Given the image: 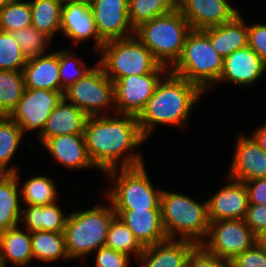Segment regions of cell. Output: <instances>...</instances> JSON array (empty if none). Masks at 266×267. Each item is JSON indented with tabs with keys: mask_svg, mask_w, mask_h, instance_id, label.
I'll use <instances>...</instances> for the list:
<instances>
[{
	"mask_svg": "<svg viewBox=\"0 0 266 267\" xmlns=\"http://www.w3.org/2000/svg\"><path fill=\"white\" fill-rule=\"evenodd\" d=\"M84 137L88 155L101 175L117 168L146 164L140 150L148 140L142 135L135 116L117 113L90 116Z\"/></svg>",
	"mask_w": 266,
	"mask_h": 267,
	"instance_id": "6da1fadb",
	"label": "cell"
},
{
	"mask_svg": "<svg viewBox=\"0 0 266 267\" xmlns=\"http://www.w3.org/2000/svg\"><path fill=\"white\" fill-rule=\"evenodd\" d=\"M60 34L79 50H81L79 45H83L82 43L92 42L93 47L90 50L95 56H98L105 43L98 34L89 1L63 2Z\"/></svg>",
	"mask_w": 266,
	"mask_h": 267,
	"instance_id": "4fadbf2b",
	"label": "cell"
},
{
	"mask_svg": "<svg viewBox=\"0 0 266 267\" xmlns=\"http://www.w3.org/2000/svg\"><path fill=\"white\" fill-rule=\"evenodd\" d=\"M27 59L42 56L51 51L54 42L34 26L11 32ZM50 49V50H49Z\"/></svg>",
	"mask_w": 266,
	"mask_h": 267,
	"instance_id": "d590c367",
	"label": "cell"
},
{
	"mask_svg": "<svg viewBox=\"0 0 266 267\" xmlns=\"http://www.w3.org/2000/svg\"><path fill=\"white\" fill-rule=\"evenodd\" d=\"M224 178L226 183L206 198L209 221L244 219L249 206L247 188L244 182Z\"/></svg>",
	"mask_w": 266,
	"mask_h": 267,
	"instance_id": "ac0fdd59",
	"label": "cell"
},
{
	"mask_svg": "<svg viewBox=\"0 0 266 267\" xmlns=\"http://www.w3.org/2000/svg\"><path fill=\"white\" fill-rule=\"evenodd\" d=\"M244 16L240 12L231 21L202 30L223 58L248 45V22Z\"/></svg>",
	"mask_w": 266,
	"mask_h": 267,
	"instance_id": "cb8c5ba5",
	"label": "cell"
},
{
	"mask_svg": "<svg viewBox=\"0 0 266 267\" xmlns=\"http://www.w3.org/2000/svg\"><path fill=\"white\" fill-rule=\"evenodd\" d=\"M177 0H128L129 21L133 28L173 11Z\"/></svg>",
	"mask_w": 266,
	"mask_h": 267,
	"instance_id": "e575fe53",
	"label": "cell"
},
{
	"mask_svg": "<svg viewBox=\"0 0 266 267\" xmlns=\"http://www.w3.org/2000/svg\"><path fill=\"white\" fill-rule=\"evenodd\" d=\"M63 97L89 117L116 113L114 83L98 62L81 79L65 89Z\"/></svg>",
	"mask_w": 266,
	"mask_h": 267,
	"instance_id": "9c48e42d",
	"label": "cell"
},
{
	"mask_svg": "<svg viewBox=\"0 0 266 267\" xmlns=\"http://www.w3.org/2000/svg\"><path fill=\"white\" fill-rule=\"evenodd\" d=\"M22 201L20 186L13 173L0 174V232L20 224Z\"/></svg>",
	"mask_w": 266,
	"mask_h": 267,
	"instance_id": "f1b7e54d",
	"label": "cell"
},
{
	"mask_svg": "<svg viewBox=\"0 0 266 267\" xmlns=\"http://www.w3.org/2000/svg\"><path fill=\"white\" fill-rule=\"evenodd\" d=\"M145 164L107 171L103 177L110 186L103 192L113 210L161 209L160 187L151 181ZM112 185V186H111Z\"/></svg>",
	"mask_w": 266,
	"mask_h": 267,
	"instance_id": "277c9868",
	"label": "cell"
},
{
	"mask_svg": "<svg viewBox=\"0 0 266 267\" xmlns=\"http://www.w3.org/2000/svg\"><path fill=\"white\" fill-rule=\"evenodd\" d=\"M114 212L143 247L168 239L162 225L161 209L114 210Z\"/></svg>",
	"mask_w": 266,
	"mask_h": 267,
	"instance_id": "ffe728a7",
	"label": "cell"
},
{
	"mask_svg": "<svg viewBox=\"0 0 266 267\" xmlns=\"http://www.w3.org/2000/svg\"><path fill=\"white\" fill-rule=\"evenodd\" d=\"M244 220L258 237L266 230V204H249Z\"/></svg>",
	"mask_w": 266,
	"mask_h": 267,
	"instance_id": "7bdbcfd3",
	"label": "cell"
},
{
	"mask_svg": "<svg viewBox=\"0 0 266 267\" xmlns=\"http://www.w3.org/2000/svg\"><path fill=\"white\" fill-rule=\"evenodd\" d=\"M104 246L134 257L133 261H136L144 250L131 230L117 216L109 226Z\"/></svg>",
	"mask_w": 266,
	"mask_h": 267,
	"instance_id": "d6a6232c",
	"label": "cell"
},
{
	"mask_svg": "<svg viewBox=\"0 0 266 267\" xmlns=\"http://www.w3.org/2000/svg\"><path fill=\"white\" fill-rule=\"evenodd\" d=\"M30 236L33 259L35 263H41L36 267H55L52 264L56 261L58 264L63 260L66 263L71 261L65 247L64 232L32 231Z\"/></svg>",
	"mask_w": 266,
	"mask_h": 267,
	"instance_id": "4316f807",
	"label": "cell"
},
{
	"mask_svg": "<svg viewBox=\"0 0 266 267\" xmlns=\"http://www.w3.org/2000/svg\"><path fill=\"white\" fill-rule=\"evenodd\" d=\"M41 148L51 157L50 161L69 172L98 170L88 155L84 134L58 135L47 139Z\"/></svg>",
	"mask_w": 266,
	"mask_h": 267,
	"instance_id": "e0dca14e",
	"label": "cell"
},
{
	"mask_svg": "<svg viewBox=\"0 0 266 267\" xmlns=\"http://www.w3.org/2000/svg\"><path fill=\"white\" fill-rule=\"evenodd\" d=\"M29 0H11L0 10V31L11 33L32 26Z\"/></svg>",
	"mask_w": 266,
	"mask_h": 267,
	"instance_id": "8d00e7d4",
	"label": "cell"
},
{
	"mask_svg": "<svg viewBox=\"0 0 266 267\" xmlns=\"http://www.w3.org/2000/svg\"><path fill=\"white\" fill-rule=\"evenodd\" d=\"M196 246L188 240L167 239L144 247L135 264L140 267H187L188 257Z\"/></svg>",
	"mask_w": 266,
	"mask_h": 267,
	"instance_id": "44dd1931",
	"label": "cell"
},
{
	"mask_svg": "<svg viewBox=\"0 0 266 267\" xmlns=\"http://www.w3.org/2000/svg\"><path fill=\"white\" fill-rule=\"evenodd\" d=\"M257 236L244 219L210 221L208 233L200 244L207 252L232 261L252 247Z\"/></svg>",
	"mask_w": 266,
	"mask_h": 267,
	"instance_id": "30bf717a",
	"label": "cell"
},
{
	"mask_svg": "<svg viewBox=\"0 0 266 267\" xmlns=\"http://www.w3.org/2000/svg\"><path fill=\"white\" fill-rule=\"evenodd\" d=\"M244 184L247 188L249 204H266V177L253 179Z\"/></svg>",
	"mask_w": 266,
	"mask_h": 267,
	"instance_id": "ee69618b",
	"label": "cell"
},
{
	"mask_svg": "<svg viewBox=\"0 0 266 267\" xmlns=\"http://www.w3.org/2000/svg\"><path fill=\"white\" fill-rule=\"evenodd\" d=\"M63 2H66V1H89V0H62Z\"/></svg>",
	"mask_w": 266,
	"mask_h": 267,
	"instance_id": "c3c4849f",
	"label": "cell"
},
{
	"mask_svg": "<svg viewBox=\"0 0 266 267\" xmlns=\"http://www.w3.org/2000/svg\"><path fill=\"white\" fill-rule=\"evenodd\" d=\"M91 257L94 259L93 267H131L129 264L134 259L125 253L106 246L96 250Z\"/></svg>",
	"mask_w": 266,
	"mask_h": 267,
	"instance_id": "f35d334b",
	"label": "cell"
},
{
	"mask_svg": "<svg viewBox=\"0 0 266 267\" xmlns=\"http://www.w3.org/2000/svg\"><path fill=\"white\" fill-rule=\"evenodd\" d=\"M76 48H59V78L61 87L65 90L87 74L98 62L90 65L78 55ZM80 56V57H78Z\"/></svg>",
	"mask_w": 266,
	"mask_h": 267,
	"instance_id": "836d02e7",
	"label": "cell"
},
{
	"mask_svg": "<svg viewBox=\"0 0 266 267\" xmlns=\"http://www.w3.org/2000/svg\"><path fill=\"white\" fill-rule=\"evenodd\" d=\"M257 242L266 249V230L257 237Z\"/></svg>",
	"mask_w": 266,
	"mask_h": 267,
	"instance_id": "bcb514c9",
	"label": "cell"
},
{
	"mask_svg": "<svg viewBox=\"0 0 266 267\" xmlns=\"http://www.w3.org/2000/svg\"><path fill=\"white\" fill-rule=\"evenodd\" d=\"M250 133L258 145L266 152V122L260 126L258 125V127Z\"/></svg>",
	"mask_w": 266,
	"mask_h": 267,
	"instance_id": "f6af8a7d",
	"label": "cell"
},
{
	"mask_svg": "<svg viewBox=\"0 0 266 267\" xmlns=\"http://www.w3.org/2000/svg\"><path fill=\"white\" fill-rule=\"evenodd\" d=\"M229 0H177L191 28L203 30L231 21L241 11Z\"/></svg>",
	"mask_w": 266,
	"mask_h": 267,
	"instance_id": "d6986e66",
	"label": "cell"
},
{
	"mask_svg": "<svg viewBox=\"0 0 266 267\" xmlns=\"http://www.w3.org/2000/svg\"><path fill=\"white\" fill-rule=\"evenodd\" d=\"M191 30L187 19L176 7L169 13L141 23L135 28V36L161 65L170 69L180 58Z\"/></svg>",
	"mask_w": 266,
	"mask_h": 267,
	"instance_id": "8992f818",
	"label": "cell"
},
{
	"mask_svg": "<svg viewBox=\"0 0 266 267\" xmlns=\"http://www.w3.org/2000/svg\"><path fill=\"white\" fill-rule=\"evenodd\" d=\"M99 36L106 42L135 35L130 24L128 0H89Z\"/></svg>",
	"mask_w": 266,
	"mask_h": 267,
	"instance_id": "2e32d148",
	"label": "cell"
},
{
	"mask_svg": "<svg viewBox=\"0 0 266 267\" xmlns=\"http://www.w3.org/2000/svg\"><path fill=\"white\" fill-rule=\"evenodd\" d=\"M59 201L44 205H22L20 226L29 232L50 231L64 232L65 223L69 214Z\"/></svg>",
	"mask_w": 266,
	"mask_h": 267,
	"instance_id": "484cf974",
	"label": "cell"
},
{
	"mask_svg": "<svg viewBox=\"0 0 266 267\" xmlns=\"http://www.w3.org/2000/svg\"><path fill=\"white\" fill-rule=\"evenodd\" d=\"M96 59L113 83L129 75L152 73L161 65L135 35L106 41Z\"/></svg>",
	"mask_w": 266,
	"mask_h": 267,
	"instance_id": "ba28073f",
	"label": "cell"
},
{
	"mask_svg": "<svg viewBox=\"0 0 266 267\" xmlns=\"http://www.w3.org/2000/svg\"><path fill=\"white\" fill-rule=\"evenodd\" d=\"M27 58L11 33L0 31V70L23 71Z\"/></svg>",
	"mask_w": 266,
	"mask_h": 267,
	"instance_id": "74e56055",
	"label": "cell"
},
{
	"mask_svg": "<svg viewBox=\"0 0 266 267\" xmlns=\"http://www.w3.org/2000/svg\"><path fill=\"white\" fill-rule=\"evenodd\" d=\"M226 176L240 182L266 177V152L246 132L237 133Z\"/></svg>",
	"mask_w": 266,
	"mask_h": 267,
	"instance_id": "9a60e30c",
	"label": "cell"
},
{
	"mask_svg": "<svg viewBox=\"0 0 266 267\" xmlns=\"http://www.w3.org/2000/svg\"><path fill=\"white\" fill-rule=\"evenodd\" d=\"M13 174L16 176L20 186L22 205L44 206L60 201L59 185L54 180L55 178L41 173L40 175L35 174L31 177H25L23 181L20 170ZM26 178L28 179L26 180Z\"/></svg>",
	"mask_w": 266,
	"mask_h": 267,
	"instance_id": "83f0119b",
	"label": "cell"
},
{
	"mask_svg": "<svg viewBox=\"0 0 266 267\" xmlns=\"http://www.w3.org/2000/svg\"><path fill=\"white\" fill-rule=\"evenodd\" d=\"M32 11V26L44 33L53 42L61 29L62 0H29Z\"/></svg>",
	"mask_w": 266,
	"mask_h": 267,
	"instance_id": "4dcf8cb0",
	"label": "cell"
},
{
	"mask_svg": "<svg viewBox=\"0 0 266 267\" xmlns=\"http://www.w3.org/2000/svg\"><path fill=\"white\" fill-rule=\"evenodd\" d=\"M102 200L88 209L76 207L73 211L70 210L64 236L66 251L71 262L73 260L86 262L90 255L104 246L109 226L116 214L104 196Z\"/></svg>",
	"mask_w": 266,
	"mask_h": 267,
	"instance_id": "3957f363",
	"label": "cell"
},
{
	"mask_svg": "<svg viewBox=\"0 0 266 267\" xmlns=\"http://www.w3.org/2000/svg\"><path fill=\"white\" fill-rule=\"evenodd\" d=\"M231 262L232 267H266V249L256 242Z\"/></svg>",
	"mask_w": 266,
	"mask_h": 267,
	"instance_id": "60d3db41",
	"label": "cell"
},
{
	"mask_svg": "<svg viewBox=\"0 0 266 267\" xmlns=\"http://www.w3.org/2000/svg\"><path fill=\"white\" fill-rule=\"evenodd\" d=\"M0 262L5 267L33 266L31 236L28 230L19 225L0 232Z\"/></svg>",
	"mask_w": 266,
	"mask_h": 267,
	"instance_id": "d4e9b609",
	"label": "cell"
},
{
	"mask_svg": "<svg viewBox=\"0 0 266 267\" xmlns=\"http://www.w3.org/2000/svg\"><path fill=\"white\" fill-rule=\"evenodd\" d=\"M206 95L199 86L169 70L136 117L142 135L149 140V137L156 132L154 130L160 126L186 131L190 127L188 123L192 111Z\"/></svg>",
	"mask_w": 266,
	"mask_h": 267,
	"instance_id": "7a4b0ae2",
	"label": "cell"
},
{
	"mask_svg": "<svg viewBox=\"0 0 266 267\" xmlns=\"http://www.w3.org/2000/svg\"><path fill=\"white\" fill-rule=\"evenodd\" d=\"M168 190L163 189L161 193L162 225L166 236L200 245L210 224L207 200L198 202L191 195Z\"/></svg>",
	"mask_w": 266,
	"mask_h": 267,
	"instance_id": "5b68a950",
	"label": "cell"
},
{
	"mask_svg": "<svg viewBox=\"0 0 266 267\" xmlns=\"http://www.w3.org/2000/svg\"><path fill=\"white\" fill-rule=\"evenodd\" d=\"M187 267H232V262L207 252L197 245L190 253Z\"/></svg>",
	"mask_w": 266,
	"mask_h": 267,
	"instance_id": "ab89813d",
	"label": "cell"
},
{
	"mask_svg": "<svg viewBox=\"0 0 266 267\" xmlns=\"http://www.w3.org/2000/svg\"><path fill=\"white\" fill-rule=\"evenodd\" d=\"M168 71V67L160 65L152 73L129 75L115 81L116 113L137 117L145 107L147 100L154 94L159 81Z\"/></svg>",
	"mask_w": 266,
	"mask_h": 267,
	"instance_id": "8fae6325",
	"label": "cell"
},
{
	"mask_svg": "<svg viewBox=\"0 0 266 267\" xmlns=\"http://www.w3.org/2000/svg\"><path fill=\"white\" fill-rule=\"evenodd\" d=\"M11 0H0V10L3 9Z\"/></svg>",
	"mask_w": 266,
	"mask_h": 267,
	"instance_id": "7dc6e473",
	"label": "cell"
},
{
	"mask_svg": "<svg viewBox=\"0 0 266 267\" xmlns=\"http://www.w3.org/2000/svg\"><path fill=\"white\" fill-rule=\"evenodd\" d=\"M88 115L64 98L48 117L42 132L36 137L39 145L47 139L63 134H84Z\"/></svg>",
	"mask_w": 266,
	"mask_h": 267,
	"instance_id": "7402d4cb",
	"label": "cell"
},
{
	"mask_svg": "<svg viewBox=\"0 0 266 267\" xmlns=\"http://www.w3.org/2000/svg\"><path fill=\"white\" fill-rule=\"evenodd\" d=\"M223 60L207 35L202 30L192 29L186 37L180 58L169 70L207 93L223 72Z\"/></svg>",
	"mask_w": 266,
	"mask_h": 267,
	"instance_id": "52a82bcc",
	"label": "cell"
},
{
	"mask_svg": "<svg viewBox=\"0 0 266 267\" xmlns=\"http://www.w3.org/2000/svg\"><path fill=\"white\" fill-rule=\"evenodd\" d=\"M23 71L0 70V116H9L25 91Z\"/></svg>",
	"mask_w": 266,
	"mask_h": 267,
	"instance_id": "1f68e13d",
	"label": "cell"
},
{
	"mask_svg": "<svg viewBox=\"0 0 266 267\" xmlns=\"http://www.w3.org/2000/svg\"><path fill=\"white\" fill-rule=\"evenodd\" d=\"M63 98L62 92L26 88L8 117L21 127L26 136L34 132L37 137L42 132L51 112Z\"/></svg>",
	"mask_w": 266,
	"mask_h": 267,
	"instance_id": "7c38bea8",
	"label": "cell"
},
{
	"mask_svg": "<svg viewBox=\"0 0 266 267\" xmlns=\"http://www.w3.org/2000/svg\"><path fill=\"white\" fill-rule=\"evenodd\" d=\"M264 75H266V63L247 45L224 58L223 72L218 82L206 94L213 92L223 83L249 91L252 86L261 82Z\"/></svg>",
	"mask_w": 266,
	"mask_h": 267,
	"instance_id": "5bb4252c",
	"label": "cell"
},
{
	"mask_svg": "<svg viewBox=\"0 0 266 267\" xmlns=\"http://www.w3.org/2000/svg\"><path fill=\"white\" fill-rule=\"evenodd\" d=\"M248 46L266 63V24L248 22Z\"/></svg>",
	"mask_w": 266,
	"mask_h": 267,
	"instance_id": "b9f144b4",
	"label": "cell"
},
{
	"mask_svg": "<svg viewBox=\"0 0 266 267\" xmlns=\"http://www.w3.org/2000/svg\"><path fill=\"white\" fill-rule=\"evenodd\" d=\"M23 75L25 88L47 89L64 94L59 78V49L27 59Z\"/></svg>",
	"mask_w": 266,
	"mask_h": 267,
	"instance_id": "603a6c76",
	"label": "cell"
},
{
	"mask_svg": "<svg viewBox=\"0 0 266 267\" xmlns=\"http://www.w3.org/2000/svg\"><path fill=\"white\" fill-rule=\"evenodd\" d=\"M26 135L21 127L12 121L8 116H0V172L15 173L21 167L13 163V159L18 156V149L21 146Z\"/></svg>",
	"mask_w": 266,
	"mask_h": 267,
	"instance_id": "f546056e",
	"label": "cell"
}]
</instances>
